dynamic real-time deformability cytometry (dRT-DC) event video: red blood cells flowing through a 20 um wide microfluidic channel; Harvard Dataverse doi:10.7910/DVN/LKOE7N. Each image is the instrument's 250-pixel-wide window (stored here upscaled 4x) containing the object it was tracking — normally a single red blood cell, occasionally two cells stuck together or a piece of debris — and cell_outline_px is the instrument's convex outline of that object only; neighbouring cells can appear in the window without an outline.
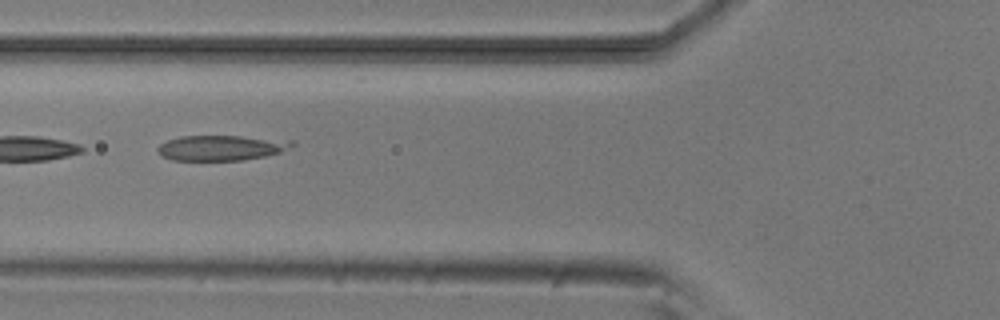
{"species": "common noctule bat (a hibernating species)", "species_latin": "Nyctalus noctula", "temperature_condition": "room temperature", "stored_images_in_passage": 9, "camera_frame_rate_fps": 3000, "um_per_image_px": 0.085, "animal": {"sex": "male", "body_mass_g": 20.5, "forearm_length_mm": 52.5}, "frame": {"image": 1, "passage_image": 6, "time_ms": 5.667, "image_size_px": [1000, 320], "cell_outline_px": [[296, 144], [280, 152], [264, 156], [244, 160], [172, 160], [160, 156], [156, 152], [156, 148], [160, 144], [168, 140], [180, 136], [240, 136], [296, 140]], "centroid_in_image_um": [18.8, 12.56], "position_along_channel_um": 107.0, "area_um2": 19.94}}
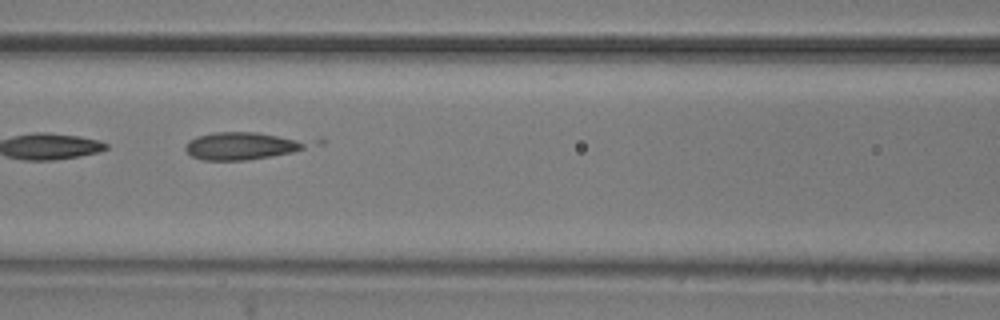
{"frame": {"image": 2, "passage_image": 7, "time_ms": 6.667, "image_size_px": [1000, 320], "cell_outline_px": [[328, 140], [324, 144], [292, 152], [272, 156], [244, 160], [204, 160], [192, 156], [184, 148], [188, 140], [196, 136], [212, 132], [256, 132], [324, 136]], "centroid_in_image_um": [21.11, 12.33], "position_along_channel_um": 145.5, "area_um2": 21.85}}
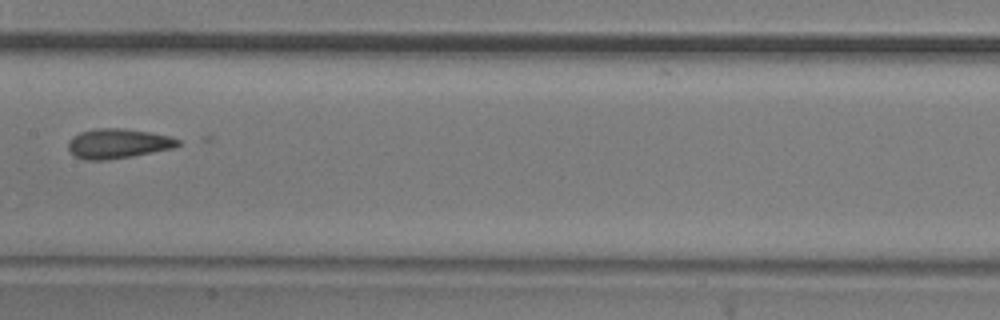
{"frame": {"image": 3, "passage_image": 8, "time_ms": 8.0, "image_size_px": [1000, 320], "cell_outline_px": [[180, 144], [176, 148], [132, 156], [108, 160], [88, 160], [76, 156], [68, 148], [68, 140], [72, 136], [80, 132], [96, 128], [124, 128], [172, 136], [180, 140]], "centroid_in_image_um": [10.06, 12.19], "position_along_channel_um": 197.3, "area_um2": 19.13}}